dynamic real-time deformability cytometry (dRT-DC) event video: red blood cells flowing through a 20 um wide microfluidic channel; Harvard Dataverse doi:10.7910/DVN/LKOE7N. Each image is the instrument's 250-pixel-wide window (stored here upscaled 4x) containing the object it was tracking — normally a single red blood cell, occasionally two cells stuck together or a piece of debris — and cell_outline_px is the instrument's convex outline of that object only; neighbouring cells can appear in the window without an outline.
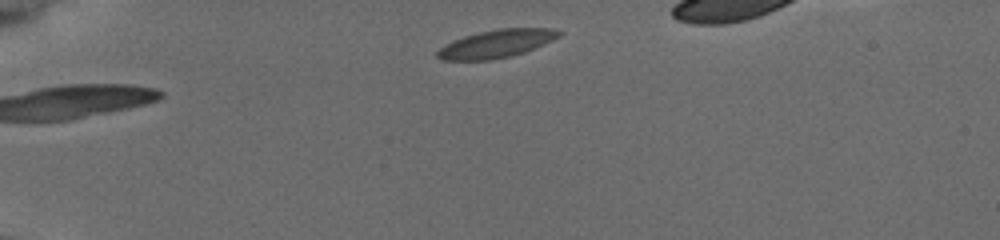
{"species": "common noctule bat (a hibernating species)", "species_latin": "Nyctalus noctula", "temperature_condition": "cold", "stored_images_in_passage": 39, "camera_frame_rate_fps": 3000, "um_per_image_px": 0.085, "animal": {"sex": "female", "body_mass_g": 19.5, "forearm_length_mm": 54.1}, "frame": {"image": 1, "passage_image": 1, "time_ms": 0.0, "image_size_px": [1000, 240], "cell_outline_px": [[564, 32], [560, 36], [544, 44], [524, 52], [508, 56], [488, 60], [444, 60], [436, 56], [436, 52], [444, 44], [464, 36], [480, 32], [500, 28], [552, 28]], "centroid_in_image_um": [42.2, 3.7], "position_along_channel_um": 42.8, "area_um2": 19.65}}
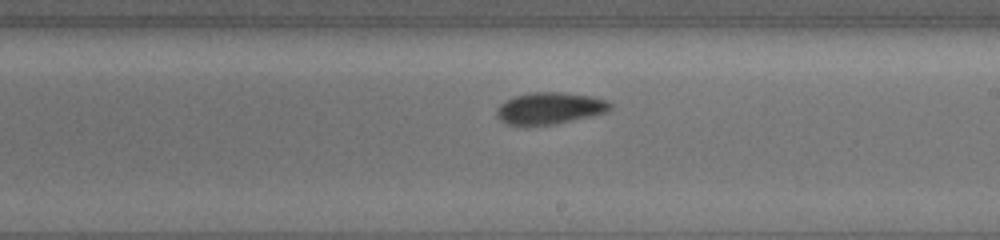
{"frame": {"image": 2, "passage_image": 21, "time_ms": 6.667, "image_size_px": [1000, 240], "cell_outline_px": [[612, 108], [604, 112], [592, 116], [556, 124], [508, 124], [500, 120], [496, 116], [496, 108], [504, 100], [516, 96], [532, 92], [560, 92], [592, 96], [608, 100], [612, 104]], "centroid_in_image_um": [46.74, 9.19], "position_along_channel_um": 242.3, "area_um2": 20.92}}
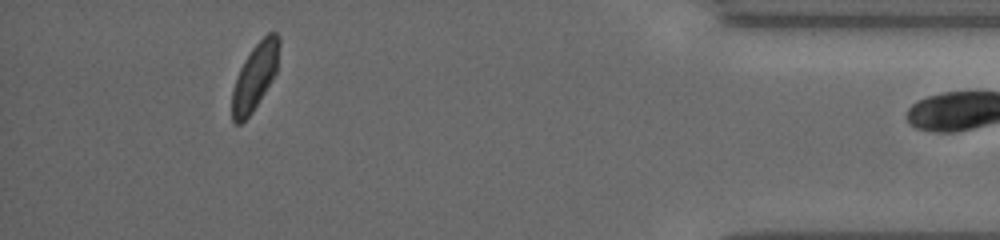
{"frame": {"image": 3, "passage_image": 38, "time_ms": 12.333, "image_size_px": [1000, 240], "cell_outline_px": [[280, 44], [276, 72], [252, 112], [240, 124], [236, 124], [232, 120], [232, 92], [240, 68], [244, 60], [252, 48], [268, 32], [276, 32], [280, 36]], "centroid_in_image_um": [21.68, 6.48], "position_along_channel_um": 413.5, "area_um2": 17.92}}